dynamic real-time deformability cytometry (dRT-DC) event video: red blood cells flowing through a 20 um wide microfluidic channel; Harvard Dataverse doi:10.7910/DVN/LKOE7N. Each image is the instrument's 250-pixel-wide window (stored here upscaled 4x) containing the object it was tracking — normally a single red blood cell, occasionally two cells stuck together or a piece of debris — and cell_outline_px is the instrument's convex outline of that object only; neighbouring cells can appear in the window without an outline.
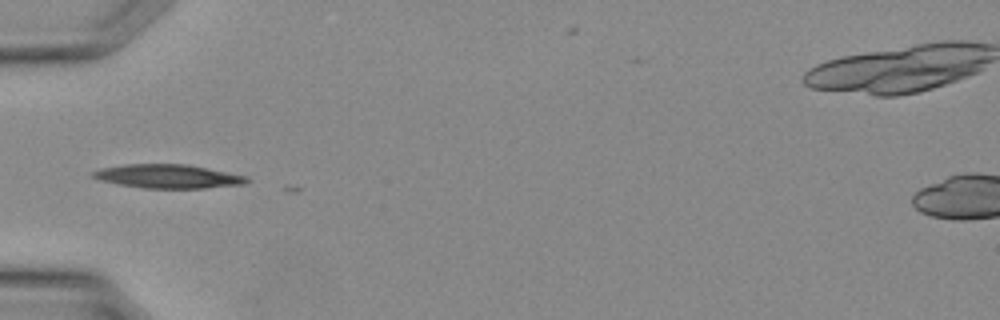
{"species": "Egyptian fruit bat (a non-hibernating species)", "species_latin": "Rousettus aegyptiacus", "temperature_condition": "warm", "stored_images_in_passage": 9, "camera_frame_rate_fps": 3000, "um_per_image_px": 0.085, "animal": {"sex": "female"}, "frame": {"image": 1, "passage_image": 1, "time_ms": 0.0, "image_size_px": [1000, 320], "cell_outline_px": [[248, 180], [244, 184], [204, 188], [144, 188], [120, 184], [100, 180], [92, 176], [92, 172], [100, 168], [124, 164], [184, 164], [244, 176]], "centroid_in_image_um": [14.2, 14.99], "position_along_channel_um": 70.8, "area_um2": 20.81}}
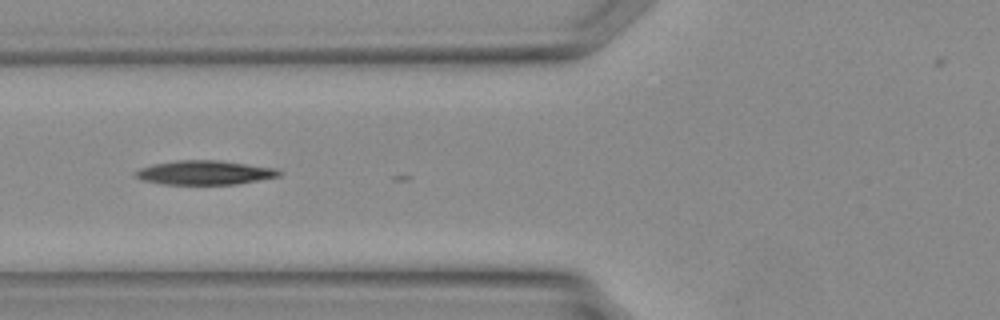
{"frame": {"image": 2, "passage_image": 3, "time_ms": 0.667, "image_size_px": [1000, 320], "cell_outline_px": [[284, 172], [280, 176], [236, 184], [164, 184], [144, 180], [136, 176], [136, 172], [140, 168], [156, 164], [176, 160], [220, 160], [276, 168]], "centroid_in_image_um": [17.47, 14.66], "position_along_channel_um": 108.3, "area_um2": 20.0}}
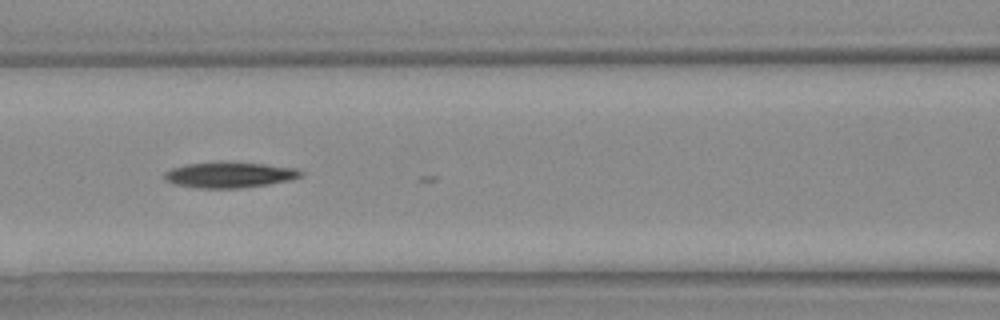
{"frame": {"image": 3, "passage_image": 5, "time_ms": 1.333, "image_size_px": [1000, 320], "cell_outline_px": [[304, 172], [300, 176], [288, 180], [268, 184], [236, 188], [200, 188], [172, 184], [164, 176], [164, 172], [172, 168], [188, 164], [264, 164], [296, 168]], "centroid_in_image_um": [19.5, 14.89], "position_along_channel_um": 147.1, "area_um2": 19.42}}